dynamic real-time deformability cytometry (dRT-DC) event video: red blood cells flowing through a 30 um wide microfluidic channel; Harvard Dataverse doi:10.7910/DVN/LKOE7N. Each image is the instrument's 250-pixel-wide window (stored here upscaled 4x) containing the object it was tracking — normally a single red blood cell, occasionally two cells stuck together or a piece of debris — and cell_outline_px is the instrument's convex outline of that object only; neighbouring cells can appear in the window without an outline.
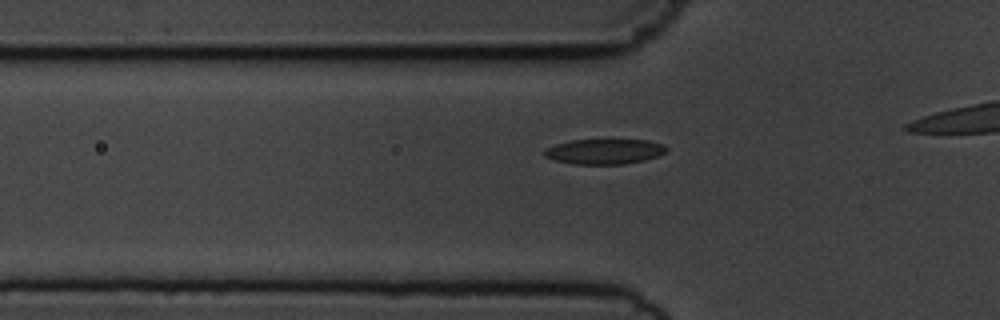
{"species": "common noctule bat (a hibernating species)", "species_latin": "Nyctalus noctula", "temperature_condition": "cold", "stored_images_in_passage": 30, "camera_frame_rate_fps": 3000, "um_per_image_px": 0.085, "animal": {"sex": "male", "body_mass_g": 19.5, "forearm_length_mm": 54.6}, "frame": {"image": 1, "passage_image": 3, "time_ms": 0.667, "image_size_px": [1000, 320], "cell_outline_px": [[668, 152], [644, 160], [624, 164], [576, 164], [556, 160], [544, 156], [544, 148], [556, 144], [572, 140], [648, 140], [664, 144], [668, 148]], "centroid_in_image_um": [51.41, 12.87], "position_along_channel_um": 74.4, "area_um2": 17.86}}
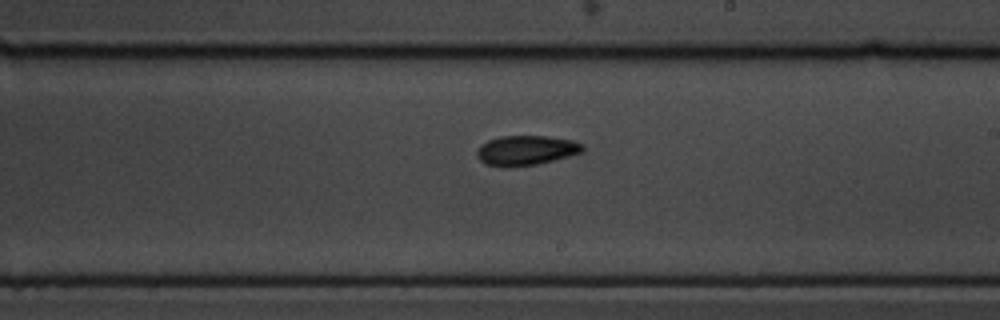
{"frame": {"image": 2, "passage_image": 17, "time_ms": 5.333, "image_size_px": [1000, 320], "cell_outline_px": [[584, 152], [536, 164], [508, 168], [504, 168], [484, 164], [476, 156], [476, 152], [480, 144], [488, 140], [500, 136], [548, 136], [572, 140], [584, 144]], "centroid_in_image_um": [44.68, 12.79], "position_along_channel_um": 244.3, "area_um2": 18.61}}
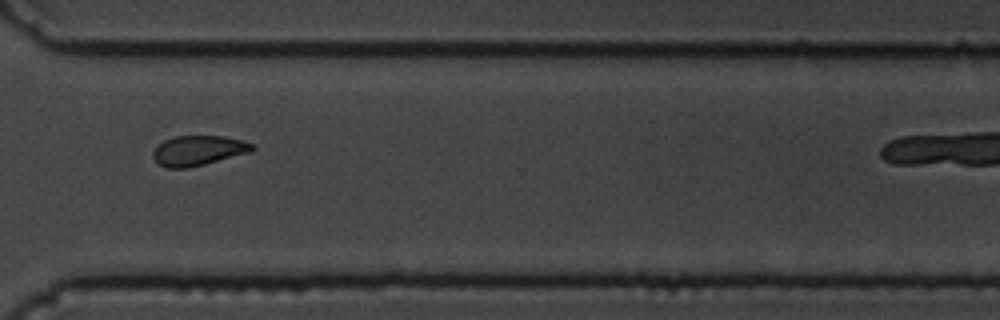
{"frame": {"image": 3, "passage_image": 26, "time_ms": 8.333, "image_size_px": [1000, 320], "cell_outline_px": [[256, 148], [252, 152], [188, 168], [168, 168], [160, 164], [152, 156], [152, 152], [164, 140], [176, 136], [224, 136], [244, 140], [252, 144]], "centroid_in_image_um": [16.9, 12.79], "position_along_channel_um": 353.7, "area_um2": 17.28}}